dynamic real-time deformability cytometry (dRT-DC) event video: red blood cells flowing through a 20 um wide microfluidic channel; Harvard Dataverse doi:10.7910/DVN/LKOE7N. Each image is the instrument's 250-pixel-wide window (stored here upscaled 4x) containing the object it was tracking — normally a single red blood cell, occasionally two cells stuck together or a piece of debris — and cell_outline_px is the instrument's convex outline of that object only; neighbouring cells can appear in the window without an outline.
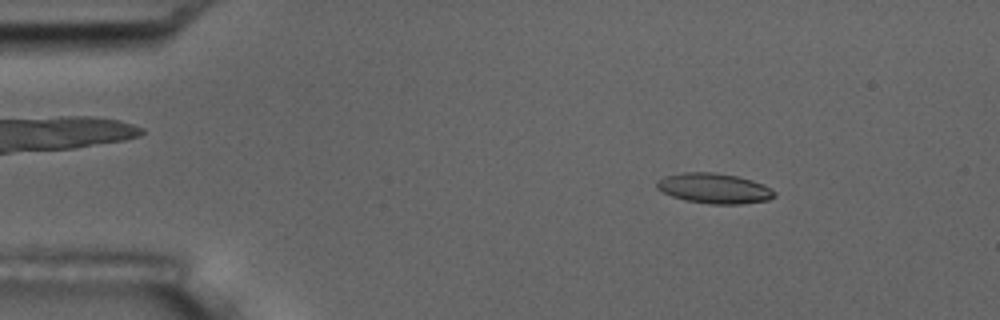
{"species": "common noctule bat (a hibernating species)", "species_latin": "Nyctalus noctula", "temperature_condition": "room temperature", "stored_images_in_passage": 3, "camera_frame_rate_fps": 3000, "um_per_image_px": 0.085, "animal": {"sex": "male", "body_mass_g": 17.5, "forearm_length_mm": 52.3}, "frame": {"image": 1, "passage_image": 1, "time_ms": 0.0, "image_size_px": [1000, 320], "cell_outline_px": [[776, 196], [768, 200], [744, 204], [712, 204], [684, 200], [672, 196], [656, 188], [656, 180], [664, 176], [684, 172], [712, 172], [736, 176], [752, 180], [764, 184], [776, 192]], "centroid_in_image_um": [60.71, 16.01], "position_along_channel_um": 24.3, "area_um2": 20.81}}
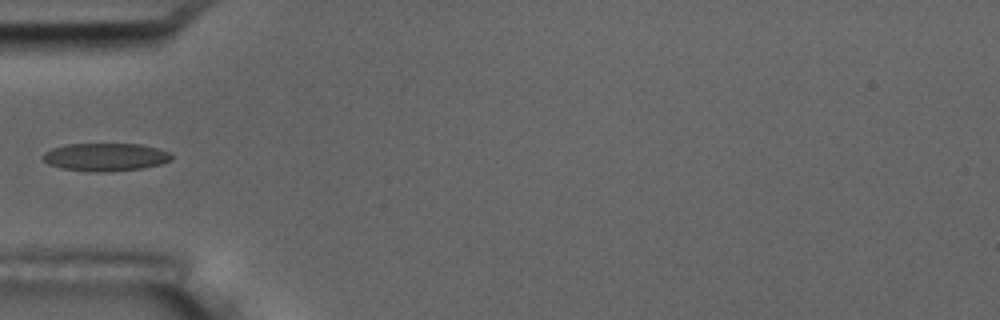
{"frame": {"image": 2, "passage_image": 3, "time_ms": 3.333, "image_size_px": [1000, 320], "cell_outline_px": [[172, 160], [160, 164], [144, 168], [100, 172], [96, 172], [60, 168], [48, 164], [40, 156], [44, 152], [52, 148], [68, 144], [140, 144], [172, 152]], "centroid_in_image_um": [8.96, 13.34], "position_along_channel_um": 76.0, "area_um2": 20.98}}